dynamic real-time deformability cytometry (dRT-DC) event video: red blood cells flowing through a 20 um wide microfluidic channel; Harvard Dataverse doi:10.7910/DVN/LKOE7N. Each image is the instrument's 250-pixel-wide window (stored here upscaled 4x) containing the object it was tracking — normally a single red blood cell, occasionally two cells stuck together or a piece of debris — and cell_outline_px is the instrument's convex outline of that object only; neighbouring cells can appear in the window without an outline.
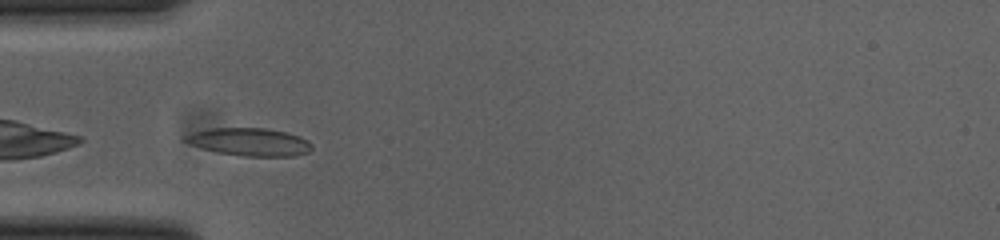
{"species": "common noctule bat (a hibernating species)", "species_latin": "Nyctalus noctula", "temperature_condition": "cold", "stored_images_in_passage": 32, "camera_frame_rate_fps": 3000, "um_per_image_px": 0.085, "animal": {"sex": "female", "body_mass_g": 23.0, "forearm_length_mm": 53.4}, "frame": {"image": 1, "passage_image": 1, "time_ms": 0.0, "image_size_px": [1000, 240], "cell_outline_px": [[312, 148], [308, 152], [292, 156], [244, 156], [216, 152], [192, 144], [184, 140], [184, 136], [208, 128], [264, 128], [284, 132], [300, 136], [308, 140], [312, 144]], "centroid_in_image_um": [21.25, 12.06], "position_along_channel_um": 63.8, "area_um2": 20.23}}
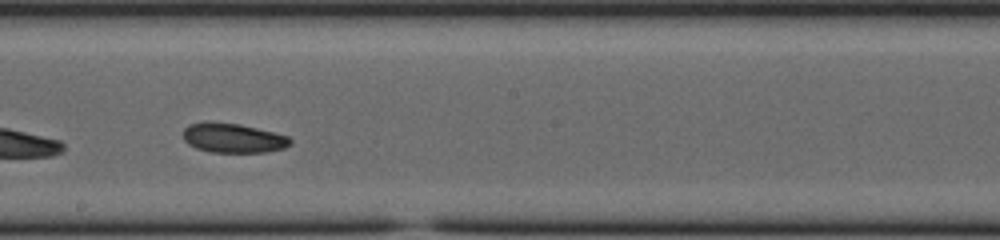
{"frame": {"image": 2, "passage_image": 14, "time_ms": 4.333, "image_size_px": [1000, 240], "cell_outline_px": [[292, 144], [284, 148], [264, 152], [212, 152], [196, 148], [188, 144], [184, 140], [184, 128], [188, 124], [204, 120], [212, 120], [240, 124], [288, 136], [292, 140]], "centroid_in_image_um": [19.77, 11.7], "position_along_channel_um": 228.4, "area_um2": 18.67}}
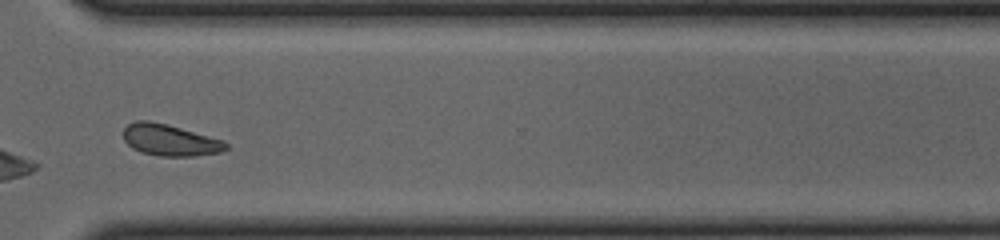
{"frame": {"image": 3, "passage_image": 24, "time_ms": 7.667, "image_size_px": [1000, 240], "cell_outline_px": [[228, 148], [220, 152], [192, 156], [160, 156], [140, 152], [132, 148], [124, 140], [124, 128], [128, 124], [136, 120], [148, 120], [168, 124], [224, 140], [228, 144]], "centroid_in_image_um": [14.44, 11.9], "position_along_channel_um": 356.2, "area_um2": 18.9}}